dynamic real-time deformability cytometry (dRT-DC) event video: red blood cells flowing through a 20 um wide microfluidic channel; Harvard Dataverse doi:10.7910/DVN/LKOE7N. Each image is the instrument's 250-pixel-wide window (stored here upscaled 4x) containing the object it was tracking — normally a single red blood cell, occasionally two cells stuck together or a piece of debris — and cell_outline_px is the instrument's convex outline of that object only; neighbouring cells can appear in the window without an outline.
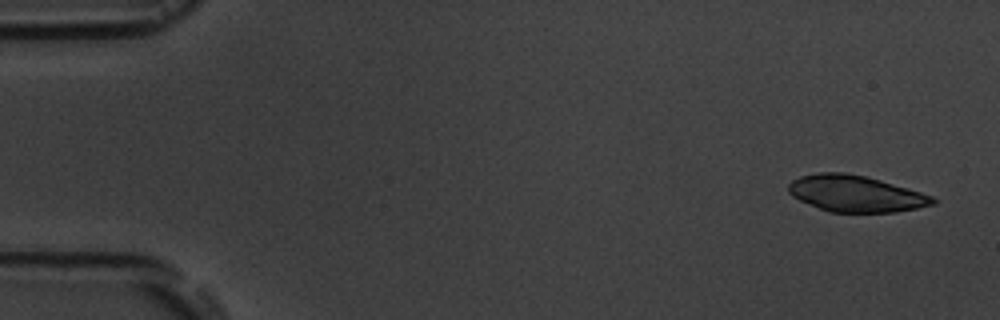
{"species": "common noctule bat (a hibernating species)", "species_latin": "Nyctalus noctula", "temperature_condition": "room temperature", "stored_images_in_passage": 4, "camera_frame_rate_fps": 3000, "um_per_image_px": 0.085, "animal": {"sex": "male", "body_mass_g": 19.5, "forearm_length_mm": 54.6}, "frame": {"image": 1, "passage_image": 1, "time_ms": 0.0, "image_size_px": [1000, 320], "cell_outline_px": [[940, 200], [936, 204], [896, 212], [828, 212], [800, 200], [792, 196], [788, 192], [788, 184], [792, 180], [800, 176], [820, 172], [844, 172], [864, 176], [880, 180], [908, 188], [932, 196]], "centroid_in_image_um": [72.74, 16.46], "position_along_channel_um": 12.3, "area_um2": 30.63}}